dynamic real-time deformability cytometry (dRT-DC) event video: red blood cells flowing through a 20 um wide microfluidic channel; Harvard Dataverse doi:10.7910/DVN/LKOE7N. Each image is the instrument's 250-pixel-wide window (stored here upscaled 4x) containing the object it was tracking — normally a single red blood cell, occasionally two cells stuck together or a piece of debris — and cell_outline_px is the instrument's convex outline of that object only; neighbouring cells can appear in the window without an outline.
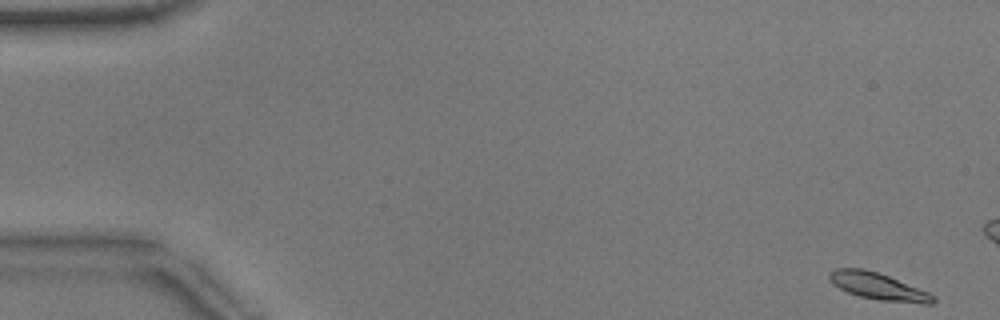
{"species": "common noctule bat (a hibernating species)", "species_latin": "Nyctalus noctula", "temperature_condition": "warm", "stored_images_in_passage": 13, "camera_frame_rate_fps": 3000, "um_per_image_px": 0.085, "animal": {"sex": "male", "body_mass_g": 17.9}, "frame": {"image": 1, "passage_image": 1, "time_ms": 0.0, "image_size_px": [1000, 320], "cell_outline_px": [[936, 300], [932, 304], [924, 304], [880, 300], [860, 296], [848, 292], [832, 284], [828, 280], [828, 272], [836, 268], [864, 268], [888, 276], [928, 292], [936, 296]], "centroid_in_image_um": [74.62, 24.34], "position_along_channel_um": 10.4, "area_um2": 16.24}}